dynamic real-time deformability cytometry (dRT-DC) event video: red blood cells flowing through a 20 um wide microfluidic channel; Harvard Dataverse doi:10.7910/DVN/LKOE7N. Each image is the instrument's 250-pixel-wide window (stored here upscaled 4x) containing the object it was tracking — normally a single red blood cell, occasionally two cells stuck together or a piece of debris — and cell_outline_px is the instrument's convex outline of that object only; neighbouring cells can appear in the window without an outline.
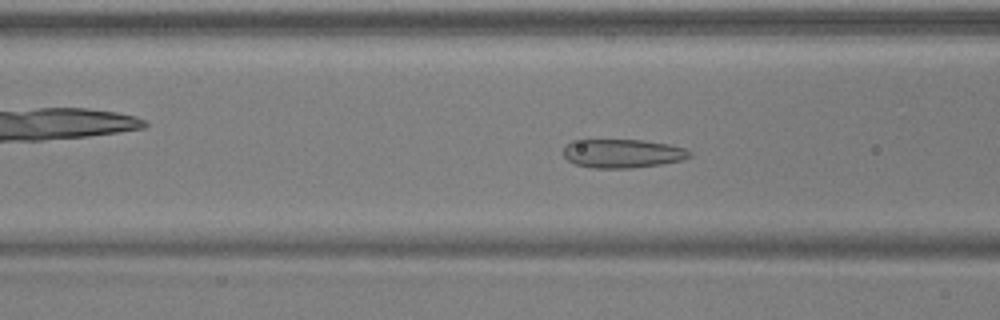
{"species": "common noctule bat (a hibernating species)", "species_latin": "Nyctalus noctula", "temperature_condition": "warm", "stored_images_in_passage": 51, "camera_frame_rate_fps": 3000, "um_per_image_px": 0.085, "animal": {"sex": "male", "body_mass_g": 17.9, "forearm_length_mm": 54.2}, "frame": {"image": 1, "passage_image": 20, "time_ms": 6.333, "image_size_px": [1000, 320], "cell_outline_px": [[692, 156], [680, 160], [660, 164], [632, 168], [592, 168], [576, 164], [568, 160], [564, 156], [564, 148], [572, 140], [644, 140], [668, 144], [684, 148], [692, 152]], "centroid_in_image_um": [52.92, 13.04], "position_along_channel_um": 113.7, "area_um2": 21.04}}
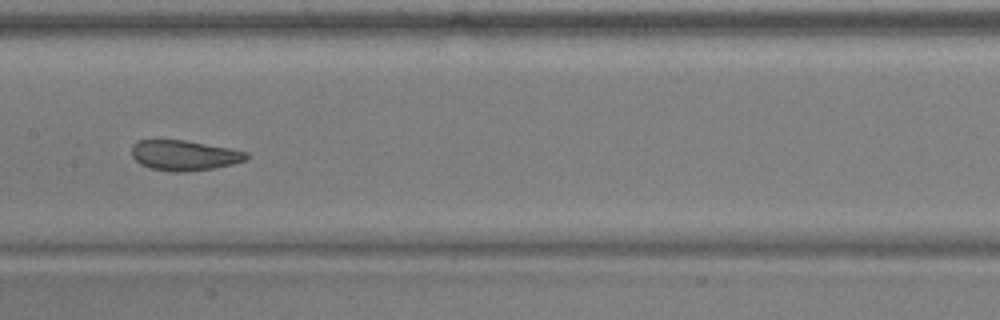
{"frame": {"image": 2, "passage_image": 26, "time_ms": 8.333, "image_size_px": [1000, 320], "cell_outline_px": [[248, 156], [244, 160], [232, 164], [212, 168], [184, 172], [172, 172], [148, 168], [140, 164], [132, 156], [132, 144], [136, 140], [184, 140], [228, 148], [248, 152]], "centroid_in_image_um": [15.6, 13.21], "position_along_channel_um": 191.8, "area_um2": 20.11}}
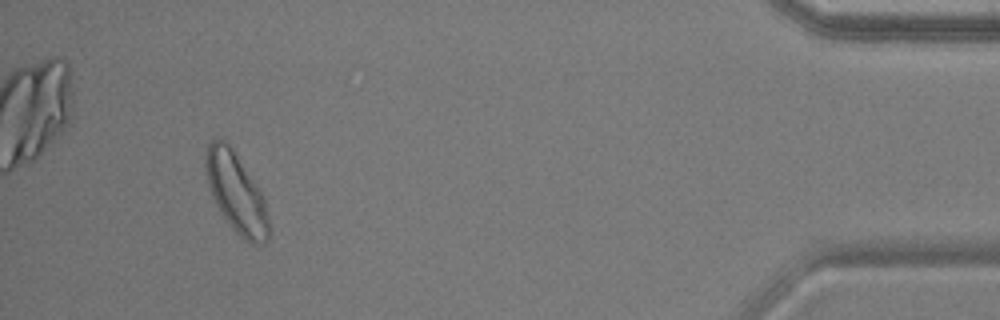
{"frame": {"image": 3, "passage_image": 48, "time_ms": 15.667, "image_size_px": [1000, 320], "cell_outline_px": [[272, 228], [268, 240], [264, 244], [252, 244], [244, 240], [232, 228], [216, 204], [212, 196], [208, 184], [204, 164], [204, 156], [208, 144], [212, 140], [224, 140], [232, 148], [264, 196]], "centroid_in_image_um": [20.12, 16.44], "position_along_channel_um": 415.1, "area_um2": 29.54}, "authors_computed_cell_mechanics": {"area_um2": 23.7558, "velocity_mm_per_s": 3.8878, "shape_relaxation_time_tau1_ms": 7.7259, "shape_relaxation_time_tau2_ms": 1.3504, "deformation_change_tau1": 0.1621, "deformation_change_tau2": 0.0898}}